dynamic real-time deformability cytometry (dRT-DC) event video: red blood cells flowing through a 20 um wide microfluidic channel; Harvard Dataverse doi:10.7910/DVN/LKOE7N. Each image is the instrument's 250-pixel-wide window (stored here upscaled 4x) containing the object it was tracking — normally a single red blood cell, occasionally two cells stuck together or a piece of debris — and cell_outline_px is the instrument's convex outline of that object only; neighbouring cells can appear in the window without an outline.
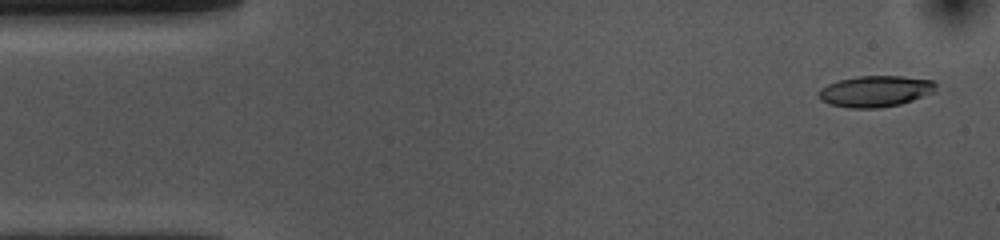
{"species": "common noctule bat (a hibernating species)", "species_latin": "Nyctalus noctula", "temperature_condition": "cold", "stored_images_in_passage": 53, "camera_frame_rate_fps": 3000, "um_per_image_px": 0.085, "animal": {"sex": "female", "body_mass_g": 10.0, "forearm_length_mm": 53.1}, "frame": {"image": 1, "passage_image": 2, "time_ms": 0.333, "image_size_px": [1000, 240], "cell_outline_px": [[936, 92], [900, 104], [880, 108], [848, 108], [828, 104], [820, 100], [820, 88], [828, 84], [840, 80], [860, 76], [900, 76], [932, 80], [936, 84]], "centroid_in_image_um": [74.42, 7.77], "position_along_channel_um": 10.6, "area_um2": 21.27}}
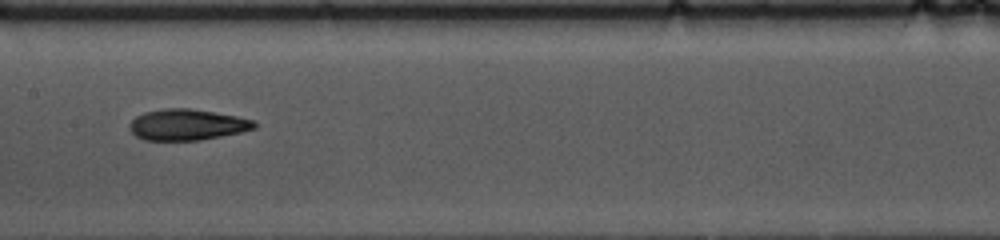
{"frame": {"image": 2, "passage_image": 25, "time_ms": 8.0, "image_size_px": [1000, 240], "cell_outline_px": [[256, 128], [240, 132], [200, 140], [144, 140], [136, 136], [128, 128], [128, 124], [136, 116], [144, 112], [164, 108], [188, 108], [236, 116], [252, 120], [256, 124]], "centroid_in_image_um": [15.85, 10.6], "position_along_channel_um": 191.5, "area_um2": 22.43}}
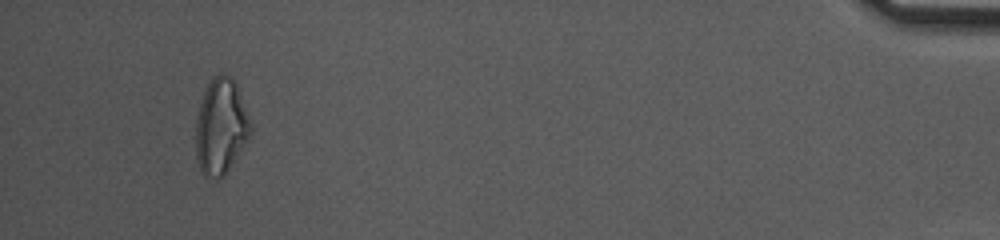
{"frame": {"image": 3, "passage_image": 50, "time_ms": 16.333, "image_size_px": [1000, 240], "cell_outline_px": [[252, 132], [224, 176], [216, 180], [204, 176], [200, 172], [196, 156], [196, 120], [200, 104], [204, 92], [212, 76], [220, 72], [224, 72], [232, 76], [236, 84], [252, 124]], "centroid_in_image_um": [18.77, 10.75], "position_along_channel_um": 416.4, "area_um2": 30.75}, "authors_computed_cell_mechanics": {"area_um2": 22.253, "velocity_mm_per_s": 3.6394, "shape_relaxation_time_tau1_ms": 4.5293, "shape_relaxation_time_tau2_ms": 2.8508, "deformation_change_tau1": 0.1735, "deformation_change_tau2": 0.1111}}